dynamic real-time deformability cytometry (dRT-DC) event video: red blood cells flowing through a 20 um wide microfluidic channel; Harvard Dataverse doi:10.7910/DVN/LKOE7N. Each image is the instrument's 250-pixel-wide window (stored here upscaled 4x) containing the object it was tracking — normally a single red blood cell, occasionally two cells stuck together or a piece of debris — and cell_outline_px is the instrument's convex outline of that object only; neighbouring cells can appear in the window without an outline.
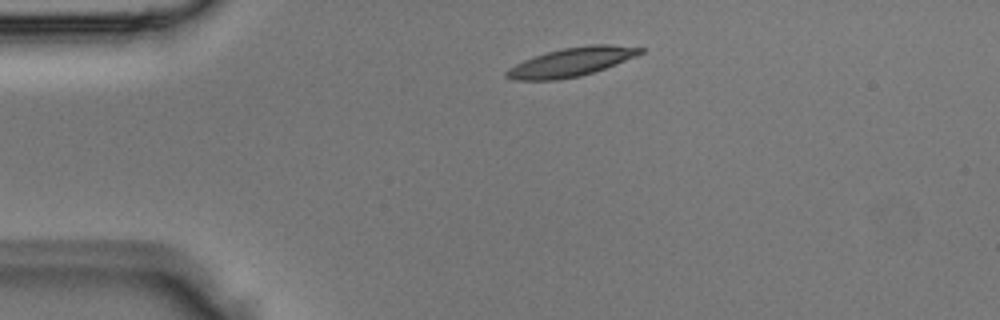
{"species": "Egyptian fruit bat (a non-hibernating species)", "species_latin": "Rousettus aegyptiacus", "temperature_condition": "room temperature", "stored_images_in_passage": 1, "camera_frame_rate_fps": 3000, "um_per_image_px": 0.085, "animal": {"sex": "male"}, "frame": {"image": 1, "passage_image": 1, "time_ms": 0.0, "image_size_px": [1000, 320], "cell_outline_px": [[644, 52], [636, 56], [616, 64], [580, 76], [556, 80], [512, 80], [504, 76], [504, 72], [508, 68], [524, 60], [548, 52], [564, 48], [588, 44], [608, 44], [644, 48]], "centroid_in_image_um": [48.55, 5.27], "position_along_channel_um": 36.5, "area_um2": 22.25}}